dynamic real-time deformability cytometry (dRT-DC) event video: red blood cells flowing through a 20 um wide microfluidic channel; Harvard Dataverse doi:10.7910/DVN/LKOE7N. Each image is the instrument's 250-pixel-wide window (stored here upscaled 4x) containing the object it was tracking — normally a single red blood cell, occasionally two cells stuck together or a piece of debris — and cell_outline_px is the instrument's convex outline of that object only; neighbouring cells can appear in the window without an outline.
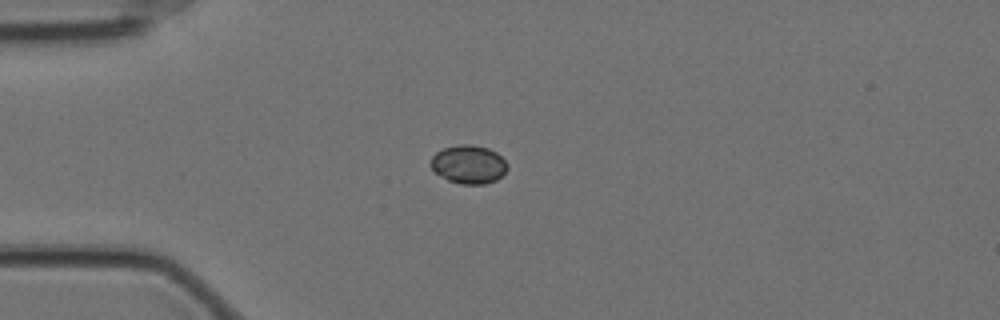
{"species": "Egyptian fruit bat (a non-hibernating species)", "species_latin": "Rousettus aegyptiacus", "temperature_condition": "cold", "stored_images_in_passage": 44, "camera_frame_rate_fps": 3000, "um_per_image_px": 0.085, "animal": {"sex": "female"}, "frame": {"image": 1, "passage_image": 1, "time_ms": 0.0, "image_size_px": [1000, 320], "cell_outline_px": [[508, 168], [496, 180], [484, 184], [460, 184], [448, 180], [436, 172], [428, 164], [432, 156], [436, 152], [444, 148], [460, 144], [472, 144], [488, 148], [496, 152], [508, 164]], "centroid_in_image_um": [39.82, 13.96], "position_along_channel_um": 45.2, "area_um2": 17.17}}
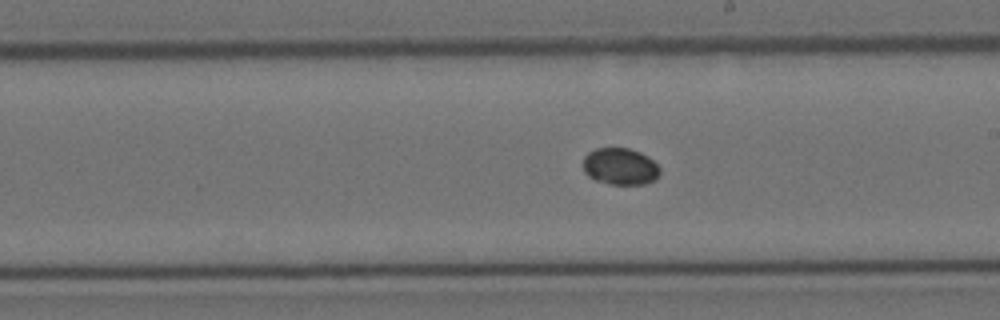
{"frame": {"image": 2, "passage_image": 19, "time_ms": 6.0, "image_size_px": [1000, 320], "cell_outline_px": [[660, 176], [656, 180], [644, 184], [608, 184], [596, 180], [588, 176], [584, 172], [584, 156], [588, 152], [596, 148], [628, 148], [640, 152], [648, 156], [660, 168]], "centroid_in_image_um": [52.73, 14.15], "position_along_channel_um": 236.3, "area_um2": 16.59}}
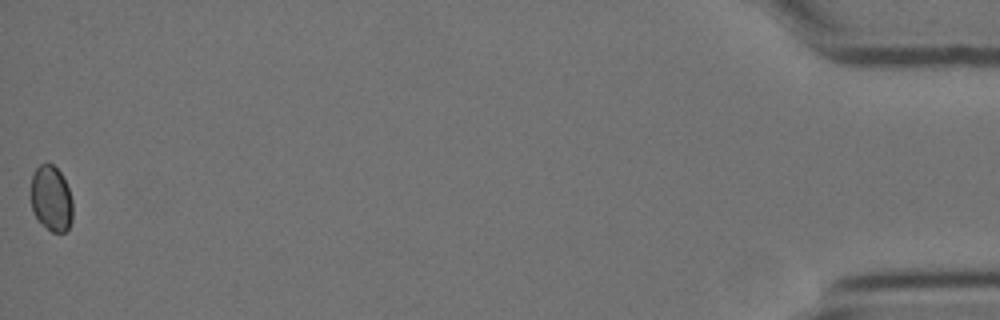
{"frame": {"image": 3, "passage_image": 44, "time_ms": 14.333, "image_size_px": [1000, 320], "cell_outline_px": [[72, 220], [68, 228], [64, 232], [52, 232], [36, 216], [32, 208], [32, 176], [36, 168], [40, 164], [52, 164], [60, 172], [68, 188], [72, 200]], "centroid_in_image_um": [4.37, 16.87], "position_along_channel_um": 430.8, "area_um2": 15.55}}